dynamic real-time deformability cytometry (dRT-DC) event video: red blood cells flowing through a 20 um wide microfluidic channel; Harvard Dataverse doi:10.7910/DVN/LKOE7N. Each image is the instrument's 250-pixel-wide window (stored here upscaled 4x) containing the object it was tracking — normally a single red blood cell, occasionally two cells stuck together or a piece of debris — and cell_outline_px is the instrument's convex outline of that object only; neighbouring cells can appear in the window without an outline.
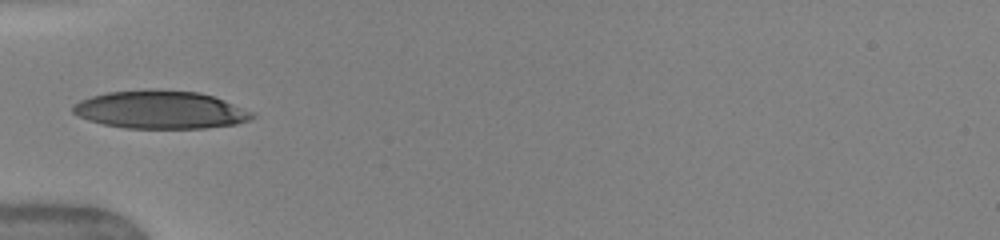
{"species": "human", "species_latin": "Homo sapiens", "temperature_condition": "warm", "stored_images_in_passage": 37, "camera_frame_rate_fps": 3000, "um_per_image_px": 0.085, "donor": {"sex": "female"}, "frame": {"image": 1, "passage_image": 1, "time_ms": 0.0, "image_size_px": [1000, 240], "cell_outline_px": [[256, 116], [248, 120], [236, 124], [204, 128], [128, 128], [104, 124], [88, 120], [72, 112], [72, 108], [80, 100], [92, 96], [108, 92], [148, 88], [200, 92], [224, 100], [252, 112]], "centroid_in_image_um": [13.63, 9.32], "position_along_channel_um": 71.4, "area_um2": 39.59}}